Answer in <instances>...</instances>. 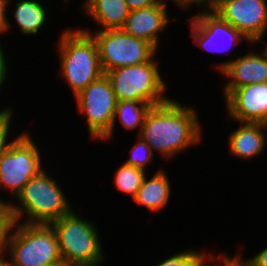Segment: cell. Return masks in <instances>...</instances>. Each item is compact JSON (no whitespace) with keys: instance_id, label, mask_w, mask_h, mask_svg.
Returning a JSON list of instances; mask_svg holds the SVG:
<instances>
[{"instance_id":"obj_1","label":"cell","mask_w":267,"mask_h":266,"mask_svg":"<svg viewBox=\"0 0 267 266\" xmlns=\"http://www.w3.org/2000/svg\"><path fill=\"white\" fill-rule=\"evenodd\" d=\"M197 111L176 99L152 106L147 113L139 137L167 160L198 146L202 140V126Z\"/></svg>"},{"instance_id":"obj_2","label":"cell","mask_w":267,"mask_h":266,"mask_svg":"<svg viewBox=\"0 0 267 266\" xmlns=\"http://www.w3.org/2000/svg\"><path fill=\"white\" fill-rule=\"evenodd\" d=\"M44 169L32 177L11 201V212L15 222L27 224H50L73 211L69 198L61 186ZM26 217V219L24 218ZM24 221H21L23 220Z\"/></svg>"},{"instance_id":"obj_3","label":"cell","mask_w":267,"mask_h":266,"mask_svg":"<svg viewBox=\"0 0 267 266\" xmlns=\"http://www.w3.org/2000/svg\"><path fill=\"white\" fill-rule=\"evenodd\" d=\"M57 43L61 79L78 95L103 75L99 52L93 36L81 29H65Z\"/></svg>"},{"instance_id":"obj_4","label":"cell","mask_w":267,"mask_h":266,"mask_svg":"<svg viewBox=\"0 0 267 266\" xmlns=\"http://www.w3.org/2000/svg\"><path fill=\"white\" fill-rule=\"evenodd\" d=\"M66 266H99L105 259L98 227L72 211L50 223Z\"/></svg>"},{"instance_id":"obj_5","label":"cell","mask_w":267,"mask_h":266,"mask_svg":"<svg viewBox=\"0 0 267 266\" xmlns=\"http://www.w3.org/2000/svg\"><path fill=\"white\" fill-rule=\"evenodd\" d=\"M4 250L9 253L11 266L64 264L57 236L50 224L14 221Z\"/></svg>"},{"instance_id":"obj_6","label":"cell","mask_w":267,"mask_h":266,"mask_svg":"<svg viewBox=\"0 0 267 266\" xmlns=\"http://www.w3.org/2000/svg\"><path fill=\"white\" fill-rule=\"evenodd\" d=\"M156 57L140 65L114 68L105 72L118 101H143L153 106L165 103L166 80L161 77Z\"/></svg>"},{"instance_id":"obj_7","label":"cell","mask_w":267,"mask_h":266,"mask_svg":"<svg viewBox=\"0 0 267 266\" xmlns=\"http://www.w3.org/2000/svg\"><path fill=\"white\" fill-rule=\"evenodd\" d=\"M81 30L90 33L96 41L103 73L149 62L157 54V49L151 43L129 35L122 29Z\"/></svg>"},{"instance_id":"obj_8","label":"cell","mask_w":267,"mask_h":266,"mask_svg":"<svg viewBox=\"0 0 267 266\" xmlns=\"http://www.w3.org/2000/svg\"><path fill=\"white\" fill-rule=\"evenodd\" d=\"M39 150L29 132L16 136L0 157V190L6 188L17 197L25 184L45 169Z\"/></svg>"},{"instance_id":"obj_9","label":"cell","mask_w":267,"mask_h":266,"mask_svg":"<svg viewBox=\"0 0 267 266\" xmlns=\"http://www.w3.org/2000/svg\"><path fill=\"white\" fill-rule=\"evenodd\" d=\"M79 114L86 117L90 139L100 141L113 123L117 98L104 73L75 96Z\"/></svg>"},{"instance_id":"obj_10","label":"cell","mask_w":267,"mask_h":266,"mask_svg":"<svg viewBox=\"0 0 267 266\" xmlns=\"http://www.w3.org/2000/svg\"><path fill=\"white\" fill-rule=\"evenodd\" d=\"M188 20L193 43L207 52L222 54L236 48L244 40L251 44L240 31L217 13L201 14Z\"/></svg>"},{"instance_id":"obj_11","label":"cell","mask_w":267,"mask_h":266,"mask_svg":"<svg viewBox=\"0 0 267 266\" xmlns=\"http://www.w3.org/2000/svg\"><path fill=\"white\" fill-rule=\"evenodd\" d=\"M217 13L252 44L267 34V0H221Z\"/></svg>"},{"instance_id":"obj_12","label":"cell","mask_w":267,"mask_h":266,"mask_svg":"<svg viewBox=\"0 0 267 266\" xmlns=\"http://www.w3.org/2000/svg\"><path fill=\"white\" fill-rule=\"evenodd\" d=\"M224 102L231 120L267 124V82L238 87Z\"/></svg>"},{"instance_id":"obj_13","label":"cell","mask_w":267,"mask_h":266,"mask_svg":"<svg viewBox=\"0 0 267 266\" xmlns=\"http://www.w3.org/2000/svg\"><path fill=\"white\" fill-rule=\"evenodd\" d=\"M214 67L230 79L222 89L224 99L238 87L267 82V56L263 51L257 53L254 49L236 59L220 62Z\"/></svg>"},{"instance_id":"obj_14","label":"cell","mask_w":267,"mask_h":266,"mask_svg":"<svg viewBox=\"0 0 267 266\" xmlns=\"http://www.w3.org/2000/svg\"><path fill=\"white\" fill-rule=\"evenodd\" d=\"M167 8L166 1L146 8L131 10L121 29L129 35L151 43L158 50L159 35L171 21Z\"/></svg>"},{"instance_id":"obj_15","label":"cell","mask_w":267,"mask_h":266,"mask_svg":"<svg viewBox=\"0 0 267 266\" xmlns=\"http://www.w3.org/2000/svg\"><path fill=\"white\" fill-rule=\"evenodd\" d=\"M239 126L227 138V151L242 160L263 155L267 146V124L240 122Z\"/></svg>"},{"instance_id":"obj_16","label":"cell","mask_w":267,"mask_h":266,"mask_svg":"<svg viewBox=\"0 0 267 266\" xmlns=\"http://www.w3.org/2000/svg\"><path fill=\"white\" fill-rule=\"evenodd\" d=\"M81 7L101 26L95 31L121 29L130 12L125 0H86Z\"/></svg>"},{"instance_id":"obj_17","label":"cell","mask_w":267,"mask_h":266,"mask_svg":"<svg viewBox=\"0 0 267 266\" xmlns=\"http://www.w3.org/2000/svg\"><path fill=\"white\" fill-rule=\"evenodd\" d=\"M166 173L159 169L150 179L146 175L133 201L151 213L163 210L172 196V186Z\"/></svg>"},{"instance_id":"obj_18","label":"cell","mask_w":267,"mask_h":266,"mask_svg":"<svg viewBox=\"0 0 267 266\" xmlns=\"http://www.w3.org/2000/svg\"><path fill=\"white\" fill-rule=\"evenodd\" d=\"M152 104L143 101H131V100H120L117 101L115 108V115L113 119L110 131L100 140L101 142L112 139L114 130L116 129L117 119L122 124V127L127 131L138 129V135L144 124L147 113L152 108ZM118 117V118H117Z\"/></svg>"},{"instance_id":"obj_19","label":"cell","mask_w":267,"mask_h":266,"mask_svg":"<svg viewBox=\"0 0 267 266\" xmlns=\"http://www.w3.org/2000/svg\"><path fill=\"white\" fill-rule=\"evenodd\" d=\"M41 0H19L15 4L14 22L24 35H36L46 25L48 12ZM47 16V17H46Z\"/></svg>"},{"instance_id":"obj_20","label":"cell","mask_w":267,"mask_h":266,"mask_svg":"<svg viewBox=\"0 0 267 266\" xmlns=\"http://www.w3.org/2000/svg\"><path fill=\"white\" fill-rule=\"evenodd\" d=\"M146 170L122 163L114 175V183L118 191L129 194L133 198L143 183Z\"/></svg>"},{"instance_id":"obj_21","label":"cell","mask_w":267,"mask_h":266,"mask_svg":"<svg viewBox=\"0 0 267 266\" xmlns=\"http://www.w3.org/2000/svg\"><path fill=\"white\" fill-rule=\"evenodd\" d=\"M206 251L190 248L174 254L155 266H204L209 257Z\"/></svg>"},{"instance_id":"obj_22","label":"cell","mask_w":267,"mask_h":266,"mask_svg":"<svg viewBox=\"0 0 267 266\" xmlns=\"http://www.w3.org/2000/svg\"><path fill=\"white\" fill-rule=\"evenodd\" d=\"M137 138L135 145L129 150L130 158L125 160L124 163L146 170L147 166L153 162L155 156L152 153L150 145L139 136Z\"/></svg>"},{"instance_id":"obj_23","label":"cell","mask_w":267,"mask_h":266,"mask_svg":"<svg viewBox=\"0 0 267 266\" xmlns=\"http://www.w3.org/2000/svg\"><path fill=\"white\" fill-rule=\"evenodd\" d=\"M13 108L6 107L3 110H0V157L3 153H5L9 146L15 141L16 138L12 140V138L9 139L10 129L12 126V116H13Z\"/></svg>"},{"instance_id":"obj_24","label":"cell","mask_w":267,"mask_h":266,"mask_svg":"<svg viewBox=\"0 0 267 266\" xmlns=\"http://www.w3.org/2000/svg\"><path fill=\"white\" fill-rule=\"evenodd\" d=\"M0 197V249H4L6 240L14 223L11 202Z\"/></svg>"},{"instance_id":"obj_25","label":"cell","mask_w":267,"mask_h":266,"mask_svg":"<svg viewBox=\"0 0 267 266\" xmlns=\"http://www.w3.org/2000/svg\"><path fill=\"white\" fill-rule=\"evenodd\" d=\"M173 4L175 3L176 6L178 5L179 9L185 11L189 8L193 7L194 5L198 8H203L199 10L195 15L192 17H196L201 14L206 13H215L218 9L220 0H172Z\"/></svg>"},{"instance_id":"obj_26","label":"cell","mask_w":267,"mask_h":266,"mask_svg":"<svg viewBox=\"0 0 267 266\" xmlns=\"http://www.w3.org/2000/svg\"><path fill=\"white\" fill-rule=\"evenodd\" d=\"M218 255V256H217ZM217 259L220 261V266H247V264L242 260V252L235 254L233 257L226 255L225 253H219L213 256L211 253L210 256L206 259L204 266H209L210 259L212 262Z\"/></svg>"},{"instance_id":"obj_27","label":"cell","mask_w":267,"mask_h":266,"mask_svg":"<svg viewBox=\"0 0 267 266\" xmlns=\"http://www.w3.org/2000/svg\"><path fill=\"white\" fill-rule=\"evenodd\" d=\"M10 2V0H0V37H2V34L9 32L12 27L9 18L6 16Z\"/></svg>"},{"instance_id":"obj_28","label":"cell","mask_w":267,"mask_h":266,"mask_svg":"<svg viewBox=\"0 0 267 266\" xmlns=\"http://www.w3.org/2000/svg\"><path fill=\"white\" fill-rule=\"evenodd\" d=\"M242 260L247 264V266H267V246L261 249L257 254L248 259Z\"/></svg>"},{"instance_id":"obj_29","label":"cell","mask_w":267,"mask_h":266,"mask_svg":"<svg viewBox=\"0 0 267 266\" xmlns=\"http://www.w3.org/2000/svg\"><path fill=\"white\" fill-rule=\"evenodd\" d=\"M1 41V40H0ZM2 42H0V89L2 87H4L3 85L5 84L6 79L8 78V61L6 62V56H5V50H4V46H2L1 44ZM1 91V90H0Z\"/></svg>"},{"instance_id":"obj_30","label":"cell","mask_w":267,"mask_h":266,"mask_svg":"<svg viewBox=\"0 0 267 266\" xmlns=\"http://www.w3.org/2000/svg\"><path fill=\"white\" fill-rule=\"evenodd\" d=\"M125 1L127 3L128 9L131 11L156 5L161 2H165L166 0H125Z\"/></svg>"},{"instance_id":"obj_31","label":"cell","mask_w":267,"mask_h":266,"mask_svg":"<svg viewBox=\"0 0 267 266\" xmlns=\"http://www.w3.org/2000/svg\"><path fill=\"white\" fill-rule=\"evenodd\" d=\"M6 253V250L0 249V266H11L9 255H6ZM4 255L8 256V258L6 259Z\"/></svg>"},{"instance_id":"obj_32","label":"cell","mask_w":267,"mask_h":266,"mask_svg":"<svg viewBox=\"0 0 267 266\" xmlns=\"http://www.w3.org/2000/svg\"><path fill=\"white\" fill-rule=\"evenodd\" d=\"M258 43H260V44H263V43H264V44H265V43H267V42H266V40L264 41L263 38H261V39L257 42V44H258ZM262 51H263L264 54L267 56V44H265V48H264Z\"/></svg>"},{"instance_id":"obj_33","label":"cell","mask_w":267,"mask_h":266,"mask_svg":"<svg viewBox=\"0 0 267 266\" xmlns=\"http://www.w3.org/2000/svg\"><path fill=\"white\" fill-rule=\"evenodd\" d=\"M44 266H66L65 264H50V265H44Z\"/></svg>"}]
</instances>
